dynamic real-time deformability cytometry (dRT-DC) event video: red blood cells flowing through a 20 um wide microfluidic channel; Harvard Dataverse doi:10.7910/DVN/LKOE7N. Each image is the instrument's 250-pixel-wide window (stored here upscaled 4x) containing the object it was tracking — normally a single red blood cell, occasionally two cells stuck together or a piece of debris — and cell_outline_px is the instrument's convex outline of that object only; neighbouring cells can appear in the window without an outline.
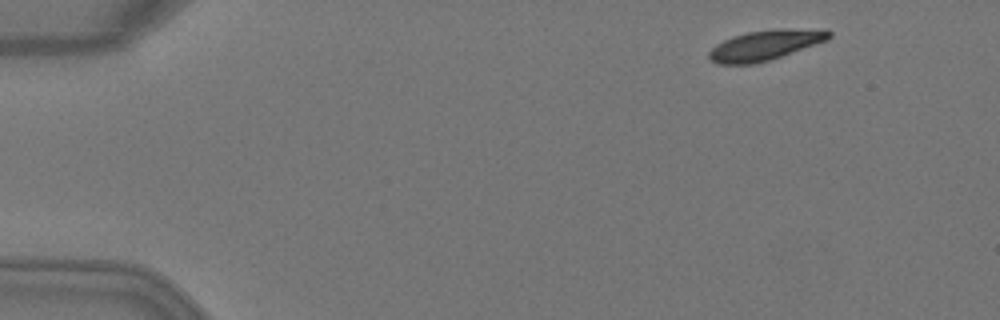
{"species": "Egyptian fruit bat (a non-hibernating species)", "species_latin": "Rousettus aegyptiacus", "temperature_condition": "warm", "stored_images_in_passage": 4, "camera_frame_rate_fps": 3000, "um_per_image_px": 0.085, "animal": {"sex": "female"}, "frame": {"image": 1, "passage_image": 1, "time_ms": 0.0, "image_size_px": [1000, 320], "cell_outline_px": [[832, 36], [828, 40], [756, 64], [720, 64], [712, 60], [708, 56], [708, 52], [716, 44], [732, 36], [748, 32], [776, 28], [828, 28], [832, 32]], "centroid_in_image_um": [65.11, 3.8], "position_along_channel_um": 19.9, "area_um2": 21.27}}
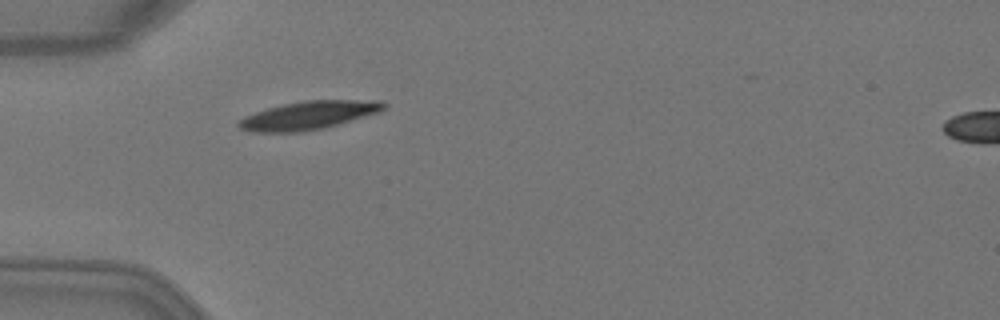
{"frame": {"image": 2, "passage_image": 3, "time_ms": 0.667, "image_size_px": [1000, 320], "cell_outline_px": [[388, 108], [380, 112], [324, 128], [300, 132], [252, 132], [240, 128], [236, 124], [236, 120], [244, 116], [268, 108], [284, 104], [304, 100], [384, 100], [388, 104]], "centroid_in_image_um": [26.27, 9.79], "position_along_channel_um": 58.7, "area_um2": 24.16}}